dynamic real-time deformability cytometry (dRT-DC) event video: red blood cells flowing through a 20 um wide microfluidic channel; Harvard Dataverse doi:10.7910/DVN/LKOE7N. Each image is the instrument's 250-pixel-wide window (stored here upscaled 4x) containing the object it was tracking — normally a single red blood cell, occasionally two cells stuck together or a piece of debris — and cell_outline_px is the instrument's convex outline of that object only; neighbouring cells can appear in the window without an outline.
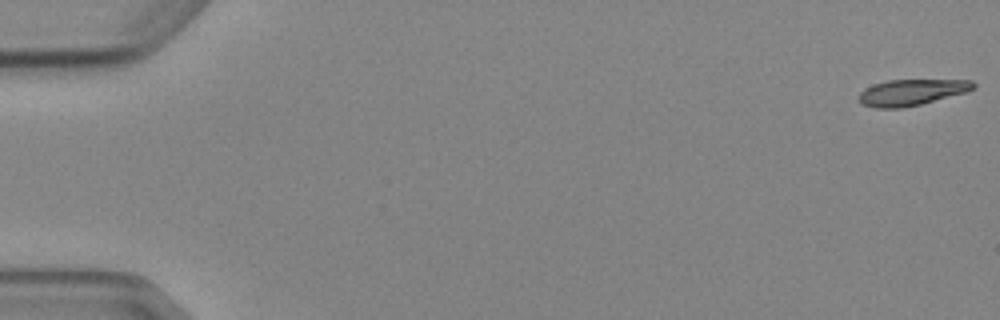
{"species": "Egyptian fruit bat (a non-hibernating species)", "species_latin": "Rousettus aegyptiacus", "temperature_condition": "cold", "stored_images_in_passage": 9, "camera_frame_rate_fps": 3000, "um_per_image_px": 0.085, "animal": {"sex": "female"}, "frame": {"image": 1, "passage_image": 1, "time_ms": 0.0, "image_size_px": [1000, 320], "cell_outline_px": [[976, 88], [968, 92], [904, 108], [876, 108], [860, 104], [860, 92], [864, 88], [872, 84], [888, 80], [972, 80], [976, 84]], "centroid_in_image_um": [77.5, 7.84], "position_along_channel_um": 7.5, "area_um2": 17.57}}
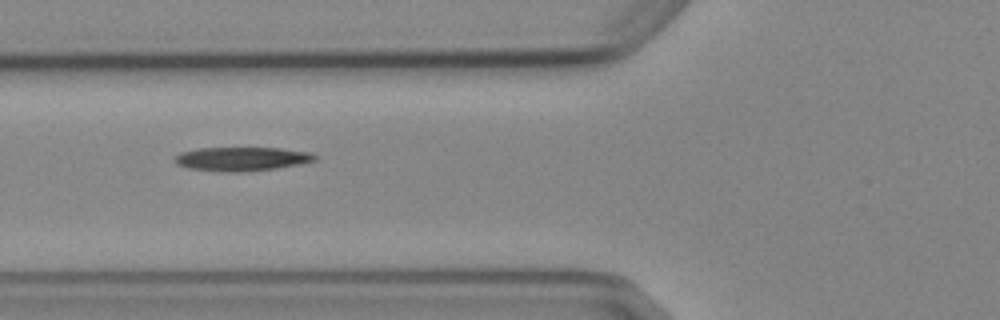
{"frame": {"image": 2, "passage_image": 6, "time_ms": 6.667, "image_size_px": [1000, 320], "cell_outline_px": [[316, 160], [300, 164], [276, 168], [240, 172], [224, 172], [188, 168], [176, 164], [172, 160], [172, 156], [180, 152], [196, 148], [280, 148], [308, 152], [316, 156]], "centroid_in_image_um": [20.46, 13.5], "position_along_channel_um": 105.3, "area_um2": 19.59}}